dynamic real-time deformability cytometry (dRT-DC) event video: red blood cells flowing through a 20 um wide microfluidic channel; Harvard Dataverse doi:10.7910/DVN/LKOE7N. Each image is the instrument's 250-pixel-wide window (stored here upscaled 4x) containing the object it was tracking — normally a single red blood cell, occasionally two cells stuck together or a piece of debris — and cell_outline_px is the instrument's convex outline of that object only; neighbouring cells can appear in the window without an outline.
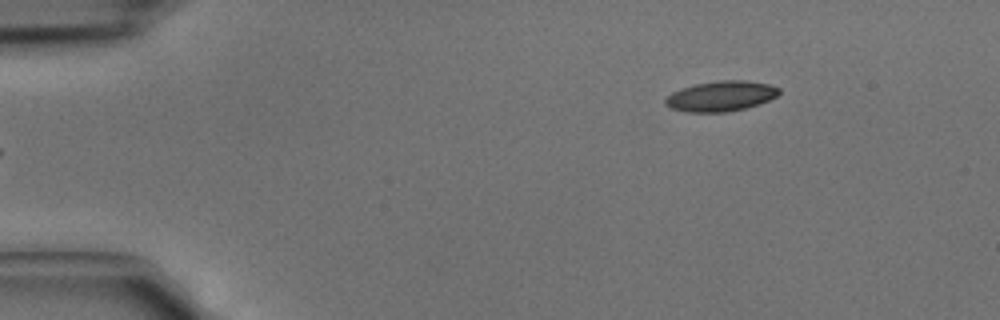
{"species": "common noctule bat (a hibernating species)", "species_latin": "Nyctalus noctula", "temperature_condition": "cold", "stored_images_in_passage": 3, "camera_frame_rate_fps": 3000, "um_per_image_px": 0.085, "animal": {"sex": "male", "body_mass_g": 15.6}, "frame": {"image": 1, "passage_image": 3, "time_ms": 0.667, "image_size_px": [1000, 320], "cell_outline_px": [[780, 92], [776, 96], [760, 104], [744, 108], [724, 112], [688, 112], [672, 108], [664, 104], [664, 100], [672, 92], [680, 88], [696, 84], [716, 80], [744, 80], [768, 84], [780, 88]], "centroid_in_image_um": [61.27, 8.16], "position_along_channel_um": 23.7, "area_um2": 20.0}}